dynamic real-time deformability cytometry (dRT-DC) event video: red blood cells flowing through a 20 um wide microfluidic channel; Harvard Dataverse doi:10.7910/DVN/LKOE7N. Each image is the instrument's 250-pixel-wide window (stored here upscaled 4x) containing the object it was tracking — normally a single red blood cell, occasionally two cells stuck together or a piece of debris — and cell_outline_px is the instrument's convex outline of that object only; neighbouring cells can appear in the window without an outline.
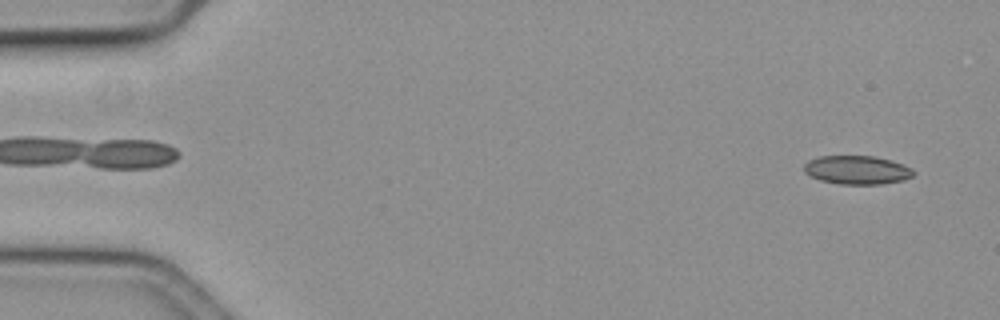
{"species": "common noctule bat (a hibernating species)", "species_latin": "Nyctalus noctula", "temperature_condition": "cold", "stored_images_in_passage": 58, "camera_frame_rate_fps": 3000, "um_per_image_px": 0.085, "animal": {"sex": "female", "body_mass_g": 19.3, "forearm_length_mm": 54.1}, "frame": {"image": 1, "passage_image": 3, "time_ms": 0.667, "image_size_px": [1000, 320], "cell_outline_px": [[916, 172], [912, 176], [904, 180], [880, 184], [840, 184], [820, 180], [804, 172], [804, 164], [808, 160], [820, 156], [876, 156], [912, 168]], "centroid_in_image_um": [72.84, 14.45], "position_along_channel_um": 12.2, "area_um2": 18.15}}
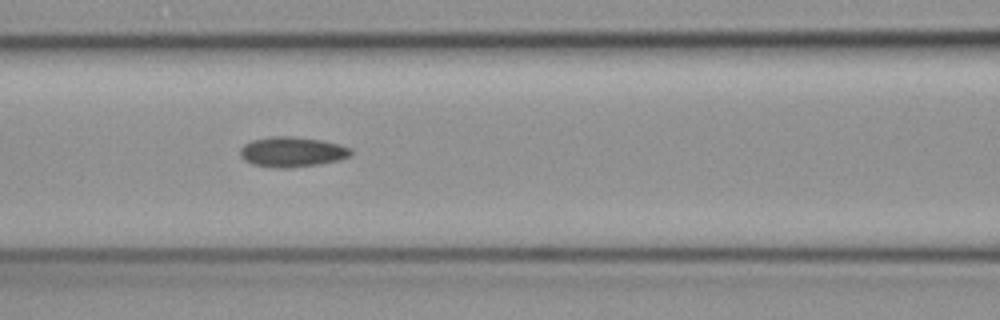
{"frame": {"image": 2, "passage_image": 25, "time_ms": 8.0, "image_size_px": [1000, 320], "cell_outline_px": [[352, 152], [348, 156], [340, 160], [316, 164], [288, 168], [272, 168], [252, 164], [244, 160], [240, 156], [240, 148], [244, 144], [252, 140], [268, 136], [292, 136], [320, 140], [336, 144], [348, 148]], "centroid_in_image_um": [24.74, 12.91], "position_along_channel_um": 141.9, "area_um2": 19.31}}
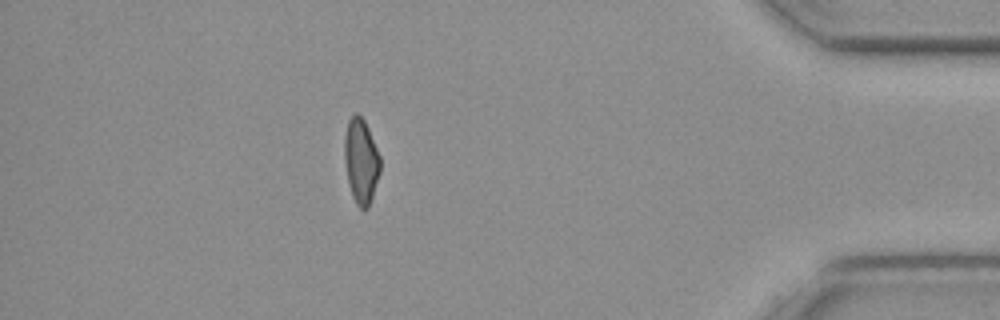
{"frame": {"image": 3, "passage_image": 51, "time_ms": 16.667, "image_size_px": [1000, 320], "cell_outline_px": [[380, 172], [372, 200], [368, 208], [360, 208], [356, 204], [352, 196], [348, 180], [344, 160], [344, 136], [348, 120], [356, 112], [364, 120], [368, 128], [380, 156]], "centroid_in_image_um": [30.69, 13.7], "position_along_channel_um": 404.5, "area_um2": 17.74}, "authors_computed_cell_mechanics": {"area_um2": 18.1492, "velocity_mm_per_s": 3.5824, "shape_relaxation_time_tau1_ms": null, "shape_relaxation_time_tau2_ms": 9.7764, "deformation_change_tau1": null, "deformation_change_tau2": 0.1723}}